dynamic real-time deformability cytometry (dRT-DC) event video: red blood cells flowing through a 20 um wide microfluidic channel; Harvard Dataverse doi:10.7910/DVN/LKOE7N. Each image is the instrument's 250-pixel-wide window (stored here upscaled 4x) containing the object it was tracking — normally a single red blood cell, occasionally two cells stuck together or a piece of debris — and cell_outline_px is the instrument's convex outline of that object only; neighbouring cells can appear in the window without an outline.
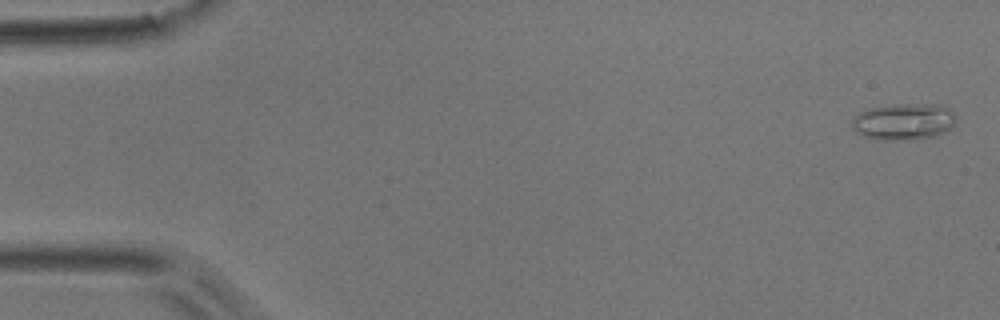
{"species": "common noctule bat (a hibernating species)", "species_latin": "Nyctalus noctula", "temperature_condition": "room temperature", "stored_images_in_passage": 51, "camera_frame_rate_fps": 3000, "um_per_image_px": 0.085, "animal": {"sex": "male", "body_mass_g": 17.9}, "frame": {"image": 1, "passage_image": 2, "time_ms": 0.333, "image_size_px": [1000, 320], "cell_outline_px": [[956, 120], [952, 128], [936, 136], [908, 140], [880, 140], [864, 136], [856, 132], [852, 128], [852, 116], [868, 108], [896, 104], [944, 104], [956, 116]], "centroid_in_image_um": [76.82, 10.33], "position_along_channel_um": 8.2, "area_um2": 22.54}}
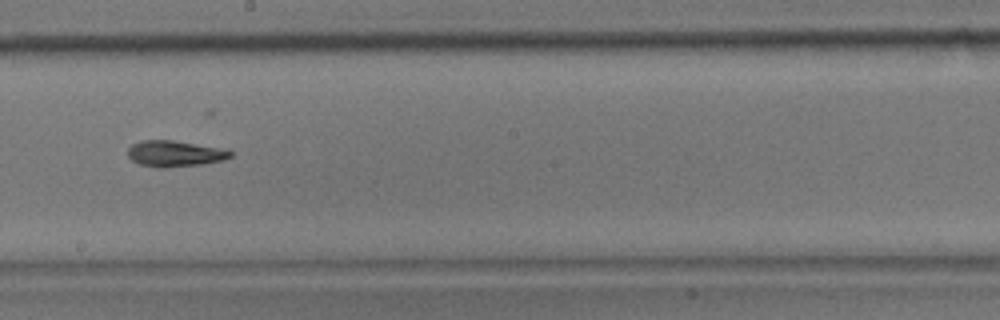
{"frame": {"image": 2, "passage_image": 29, "time_ms": 9.333, "image_size_px": [1000, 320], "cell_outline_px": [[232, 156], [224, 160], [200, 164], [164, 168], [156, 168], [140, 164], [132, 160], [128, 156], [128, 148], [132, 144], [144, 140], [172, 140], [216, 148], [232, 152]], "centroid_in_image_um": [14.79, 13.07], "position_along_channel_um": 233.4, "area_um2": 15.26}}
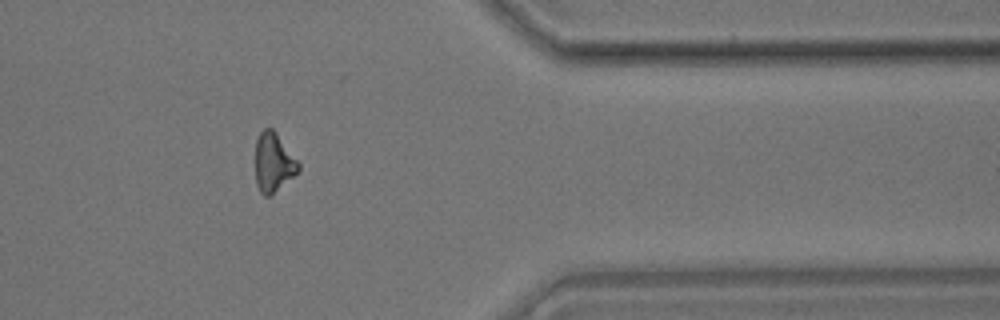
{"frame": {"image": 3, "passage_image": 42, "time_ms": 13.667, "image_size_px": [1000, 320], "cell_outline_px": [[300, 168], [272, 196], [264, 196], [260, 192], [256, 184], [256, 140], [260, 132], [264, 128], [272, 128], [276, 132], [300, 164]], "centroid_in_image_um": [23.22, 13.82], "position_along_channel_um": 388.2, "area_um2": 14.68}, "authors_computed_cell_mechanics": {"area_um2": 15.4904, "velocity_mm_per_s": 3.9936, "shape_relaxation_time_tau1_ms": 4.8365, "shape_relaxation_time_tau2_ms": 7.2027, "deformation_change_tau1": 0.1653, "deformation_change_tau2": 0.1739}}